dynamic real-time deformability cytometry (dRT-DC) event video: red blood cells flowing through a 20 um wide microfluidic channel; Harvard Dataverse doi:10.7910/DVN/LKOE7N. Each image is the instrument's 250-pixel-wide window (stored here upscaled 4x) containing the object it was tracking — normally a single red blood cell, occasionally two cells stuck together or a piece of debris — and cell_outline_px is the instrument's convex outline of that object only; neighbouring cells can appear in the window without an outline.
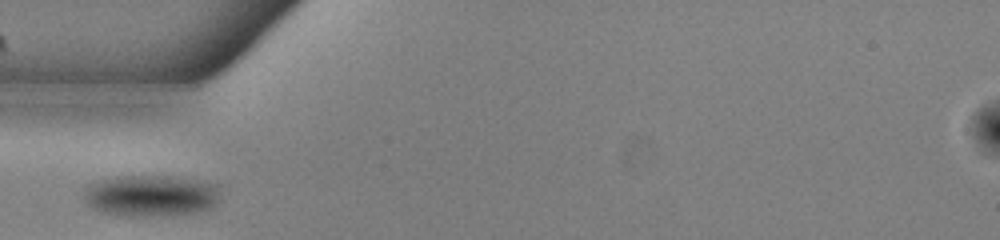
{"species": "common noctule bat (a hibernating species)", "species_latin": "Nyctalus noctula", "temperature_condition": "warm", "stored_images_in_passage": 37, "camera_frame_rate_fps": 3000, "um_per_image_px": 0.085, "animal": {"sex": "male", "body_mass_g": 13.0, "forearm_length_mm": 53.1}, "frame": {"image": 1, "passage_image": 1, "time_ms": 0.0, "image_size_px": [1000, 240], "cell_outline_px": [[220, 200], [216, 204], [200, 212], [144, 216], [128, 216], [100, 212], [92, 208], [84, 200], [88, 192], [96, 184], [104, 180], [124, 176], [168, 176], [216, 184]], "centroid_in_image_um": [12.9, 16.65], "position_along_channel_um": 72.1, "area_um2": 31.96}}
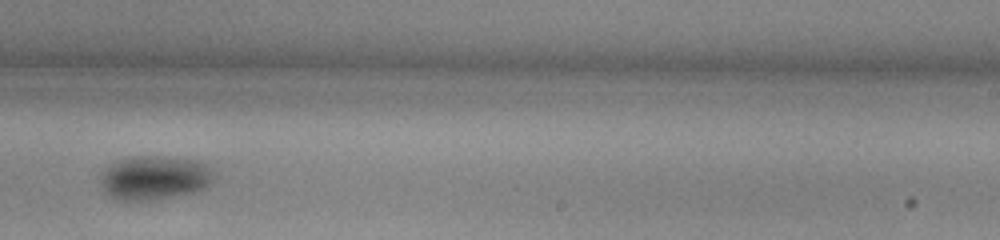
{"frame": {"image": 2, "passage_image": 17, "time_ms": 5.333, "image_size_px": [1000, 240], "cell_outline_px": [[212, 184], [204, 188], [192, 192], [144, 200], [120, 200], [112, 196], [104, 188], [100, 180], [104, 172], [108, 168], [120, 160], [144, 156], [188, 160], [204, 164], [212, 168]], "centroid_in_image_um": [13.16, 15.12], "position_along_channel_um": 275.8, "area_um2": 27.57}}
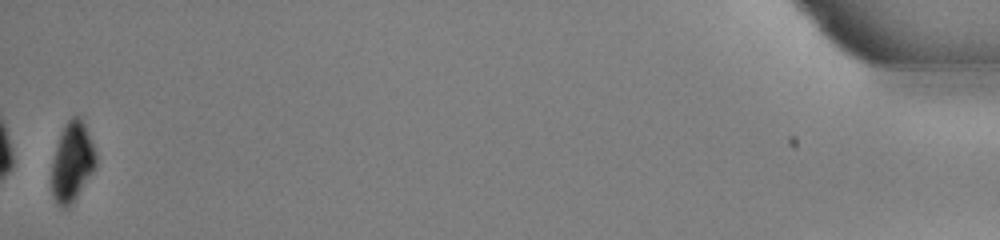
{"frame": {"image": 3, "passage_image": 37, "time_ms": 12.0, "image_size_px": [1000, 240], "cell_outline_px": [[96, 164], [92, 172], [76, 196], [64, 208], [60, 208], [52, 192], [52, 160], [64, 124], [72, 116], [80, 116], [84, 124], [92, 144], [96, 156]], "centroid_in_image_um": [6.12, 13.72], "position_along_channel_um": 429.1, "area_um2": 19.71}}